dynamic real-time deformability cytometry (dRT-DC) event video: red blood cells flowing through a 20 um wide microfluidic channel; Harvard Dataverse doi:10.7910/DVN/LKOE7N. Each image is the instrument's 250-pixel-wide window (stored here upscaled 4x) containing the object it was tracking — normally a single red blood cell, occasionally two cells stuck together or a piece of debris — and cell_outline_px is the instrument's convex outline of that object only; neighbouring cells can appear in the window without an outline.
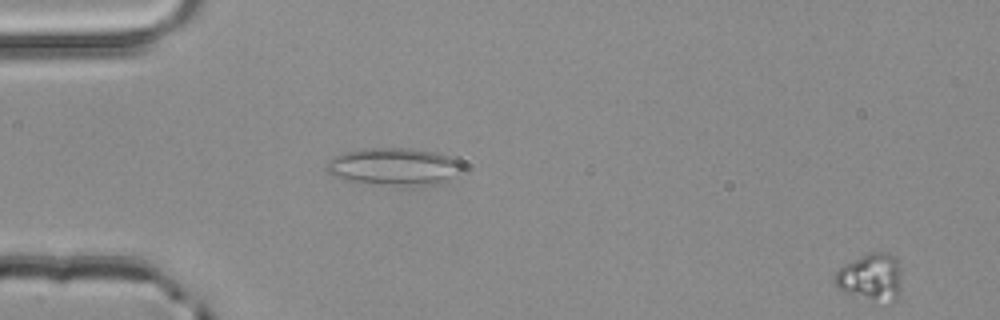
{"species": "common noctule bat (a hibernating species)", "species_latin": "Nyctalus noctula", "temperature_condition": "room temperature", "stored_images_in_passage": 3, "segment_of_instrument_passage": [1, 2], "camera_frame_rate_fps": 3000, "um_per_image_px": 0.085, "animal": {"sex": "male", "body_mass_g": 20.4}, "frame": {"image": 1, "passage_image": 2, "time_ms": 0.333, "image_size_px": [1000, 320], "cell_outline_px": [[460, 172], [440, 184], [412, 188], [348, 180], [332, 176], [324, 168], [332, 156], [348, 152], [372, 148], [408, 148], [432, 152], [448, 156], [456, 160], [460, 164]], "centroid_in_image_um": [33.48, 14.2], "position_along_channel_um": 51.5, "area_um2": 29.65}}